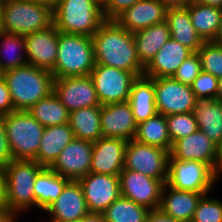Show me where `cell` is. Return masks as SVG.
Returning <instances> with one entry per match:
<instances>
[{"instance_id":"obj_44","label":"cell","mask_w":222,"mask_h":222,"mask_svg":"<svg viewBox=\"0 0 222 222\" xmlns=\"http://www.w3.org/2000/svg\"><path fill=\"white\" fill-rule=\"evenodd\" d=\"M145 222H180L167 216L160 209L150 210L146 216Z\"/></svg>"},{"instance_id":"obj_49","label":"cell","mask_w":222,"mask_h":222,"mask_svg":"<svg viewBox=\"0 0 222 222\" xmlns=\"http://www.w3.org/2000/svg\"><path fill=\"white\" fill-rule=\"evenodd\" d=\"M13 214L8 207H0V222H12Z\"/></svg>"},{"instance_id":"obj_42","label":"cell","mask_w":222,"mask_h":222,"mask_svg":"<svg viewBox=\"0 0 222 222\" xmlns=\"http://www.w3.org/2000/svg\"><path fill=\"white\" fill-rule=\"evenodd\" d=\"M13 160L5 133L4 115H0V166L5 167Z\"/></svg>"},{"instance_id":"obj_19","label":"cell","mask_w":222,"mask_h":222,"mask_svg":"<svg viewBox=\"0 0 222 222\" xmlns=\"http://www.w3.org/2000/svg\"><path fill=\"white\" fill-rule=\"evenodd\" d=\"M29 65L52 71L58 53V30L54 25L24 37Z\"/></svg>"},{"instance_id":"obj_21","label":"cell","mask_w":222,"mask_h":222,"mask_svg":"<svg viewBox=\"0 0 222 222\" xmlns=\"http://www.w3.org/2000/svg\"><path fill=\"white\" fill-rule=\"evenodd\" d=\"M168 8L160 0H139L114 20L131 33L166 21Z\"/></svg>"},{"instance_id":"obj_7","label":"cell","mask_w":222,"mask_h":222,"mask_svg":"<svg viewBox=\"0 0 222 222\" xmlns=\"http://www.w3.org/2000/svg\"><path fill=\"white\" fill-rule=\"evenodd\" d=\"M34 160L13 159L4 167L7 207L13 215L21 214L34 206V184L43 169Z\"/></svg>"},{"instance_id":"obj_5","label":"cell","mask_w":222,"mask_h":222,"mask_svg":"<svg viewBox=\"0 0 222 222\" xmlns=\"http://www.w3.org/2000/svg\"><path fill=\"white\" fill-rule=\"evenodd\" d=\"M104 21L94 0H60L53 9V25L62 33L92 37Z\"/></svg>"},{"instance_id":"obj_32","label":"cell","mask_w":222,"mask_h":222,"mask_svg":"<svg viewBox=\"0 0 222 222\" xmlns=\"http://www.w3.org/2000/svg\"><path fill=\"white\" fill-rule=\"evenodd\" d=\"M134 139L140 143L157 146L170 152V140L166 116L157 113L153 117L137 124Z\"/></svg>"},{"instance_id":"obj_12","label":"cell","mask_w":222,"mask_h":222,"mask_svg":"<svg viewBox=\"0 0 222 222\" xmlns=\"http://www.w3.org/2000/svg\"><path fill=\"white\" fill-rule=\"evenodd\" d=\"M121 196L147 207L160 206L162 189L167 180L154 179L140 172L123 169L119 174Z\"/></svg>"},{"instance_id":"obj_20","label":"cell","mask_w":222,"mask_h":222,"mask_svg":"<svg viewBox=\"0 0 222 222\" xmlns=\"http://www.w3.org/2000/svg\"><path fill=\"white\" fill-rule=\"evenodd\" d=\"M44 212L50 214L51 222H76L89 213L78 180H70L63 192Z\"/></svg>"},{"instance_id":"obj_17","label":"cell","mask_w":222,"mask_h":222,"mask_svg":"<svg viewBox=\"0 0 222 222\" xmlns=\"http://www.w3.org/2000/svg\"><path fill=\"white\" fill-rule=\"evenodd\" d=\"M127 141L102 137L93 143L90 172L119 176L124 169Z\"/></svg>"},{"instance_id":"obj_50","label":"cell","mask_w":222,"mask_h":222,"mask_svg":"<svg viewBox=\"0 0 222 222\" xmlns=\"http://www.w3.org/2000/svg\"><path fill=\"white\" fill-rule=\"evenodd\" d=\"M194 2L222 9V0H194Z\"/></svg>"},{"instance_id":"obj_8","label":"cell","mask_w":222,"mask_h":222,"mask_svg":"<svg viewBox=\"0 0 222 222\" xmlns=\"http://www.w3.org/2000/svg\"><path fill=\"white\" fill-rule=\"evenodd\" d=\"M219 175L206 163L169 157L166 184L176 190L208 194Z\"/></svg>"},{"instance_id":"obj_6","label":"cell","mask_w":222,"mask_h":222,"mask_svg":"<svg viewBox=\"0 0 222 222\" xmlns=\"http://www.w3.org/2000/svg\"><path fill=\"white\" fill-rule=\"evenodd\" d=\"M4 126L12 158L36 161L45 127L27 111L4 115Z\"/></svg>"},{"instance_id":"obj_9","label":"cell","mask_w":222,"mask_h":222,"mask_svg":"<svg viewBox=\"0 0 222 222\" xmlns=\"http://www.w3.org/2000/svg\"><path fill=\"white\" fill-rule=\"evenodd\" d=\"M169 155L168 150L132 139L127 141L124 169L137 171L154 179L167 180Z\"/></svg>"},{"instance_id":"obj_23","label":"cell","mask_w":222,"mask_h":222,"mask_svg":"<svg viewBox=\"0 0 222 222\" xmlns=\"http://www.w3.org/2000/svg\"><path fill=\"white\" fill-rule=\"evenodd\" d=\"M203 195L198 192L176 190L165 183L158 209L177 221L191 222Z\"/></svg>"},{"instance_id":"obj_1","label":"cell","mask_w":222,"mask_h":222,"mask_svg":"<svg viewBox=\"0 0 222 222\" xmlns=\"http://www.w3.org/2000/svg\"><path fill=\"white\" fill-rule=\"evenodd\" d=\"M96 64L120 68L144 74L133 37V33L120 26L115 20H105L92 36Z\"/></svg>"},{"instance_id":"obj_26","label":"cell","mask_w":222,"mask_h":222,"mask_svg":"<svg viewBox=\"0 0 222 222\" xmlns=\"http://www.w3.org/2000/svg\"><path fill=\"white\" fill-rule=\"evenodd\" d=\"M128 102L137 124L156 115L153 78L144 75L137 77L132 84Z\"/></svg>"},{"instance_id":"obj_25","label":"cell","mask_w":222,"mask_h":222,"mask_svg":"<svg viewBox=\"0 0 222 222\" xmlns=\"http://www.w3.org/2000/svg\"><path fill=\"white\" fill-rule=\"evenodd\" d=\"M69 123L45 127L36 162L49 168L63 149L74 139Z\"/></svg>"},{"instance_id":"obj_39","label":"cell","mask_w":222,"mask_h":222,"mask_svg":"<svg viewBox=\"0 0 222 222\" xmlns=\"http://www.w3.org/2000/svg\"><path fill=\"white\" fill-rule=\"evenodd\" d=\"M202 71L200 57L194 52L179 66L172 78L182 84L191 85Z\"/></svg>"},{"instance_id":"obj_57","label":"cell","mask_w":222,"mask_h":222,"mask_svg":"<svg viewBox=\"0 0 222 222\" xmlns=\"http://www.w3.org/2000/svg\"><path fill=\"white\" fill-rule=\"evenodd\" d=\"M1 6H2V0H0V20H1Z\"/></svg>"},{"instance_id":"obj_15","label":"cell","mask_w":222,"mask_h":222,"mask_svg":"<svg viewBox=\"0 0 222 222\" xmlns=\"http://www.w3.org/2000/svg\"><path fill=\"white\" fill-rule=\"evenodd\" d=\"M93 143L74 138L49 167L70 180H79L90 173Z\"/></svg>"},{"instance_id":"obj_22","label":"cell","mask_w":222,"mask_h":222,"mask_svg":"<svg viewBox=\"0 0 222 222\" xmlns=\"http://www.w3.org/2000/svg\"><path fill=\"white\" fill-rule=\"evenodd\" d=\"M194 52L170 38L144 69L150 78L172 77L179 66Z\"/></svg>"},{"instance_id":"obj_31","label":"cell","mask_w":222,"mask_h":222,"mask_svg":"<svg viewBox=\"0 0 222 222\" xmlns=\"http://www.w3.org/2000/svg\"><path fill=\"white\" fill-rule=\"evenodd\" d=\"M186 8L195 31L204 41H213L220 27L222 9L197 2Z\"/></svg>"},{"instance_id":"obj_27","label":"cell","mask_w":222,"mask_h":222,"mask_svg":"<svg viewBox=\"0 0 222 222\" xmlns=\"http://www.w3.org/2000/svg\"><path fill=\"white\" fill-rule=\"evenodd\" d=\"M166 22L169 26L170 37L193 52H197L205 42L195 31L186 7L169 8Z\"/></svg>"},{"instance_id":"obj_30","label":"cell","mask_w":222,"mask_h":222,"mask_svg":"<svg viewBox=\"0 0 222 222\" xmlns=\"http://www.w3.org/2000/svg\"><path fill=\"white\" fill-rule=\"evenodd\" d=\"M101 106L76 109L69 112V125L76 139L94 143L102 138Z\"/></svg>"},{"instance_id":"obj_11","label":"cell","mask_w":222,"mask_h":222,"mask_svg":"<svg viewBox=\"0 0 222 222\" xmlns=\"http://www.w3.org/2000/svg\"><path fill=\"white\" fill-rule=\"evenodd\" d=\"M155 102L159 114L169 116L193 112L195 96L190 85L172 77L153 78Z\"/></svg>"},{"instance_id":"obj_46","label":"cell","mask_w":222,"mask_h":222,"mask_svg":"<svg viewBox=\"0 0 222 222\" xmlns=\"http://www.w3.org/2000/svg\"><path fill=\"white\" fill-rule=\"evenodd\" d=\"M168 9L185 8L194 2V0H160Z\"/></svg>"},{"instance_id":"obj_45","label":"cell","mask_w":222,"mask_h":222,"mask_svg":"<svg viewBox=\"0 0 222 222\" xmlns=\"http://www.w3.org/2000/svg\"><path fill=\"white\" fill-rule=\"evenodd\" d=\"M0 207H7L6 178L4 168L0 166Z\"/></svg>"},{"instance_id":"obj_4","label":"cell","mask_w":222,"mask_h":222,"mask_svg":"<svg viewBox=\"0 0 222 222\" xmlns=\"http://www.w3.org/2000/svg\"><path fill=\"white\" fill-rule=\"evenodd\" d=\"M53 25V10L28 0H2L0 30L27 36Z\"/></svg>"},{"instance_id":"obj_43","label":"cell","mask_w":222,"mask_h":222,"mask_svg":"<svg viewBox=\"0 0 222 222\" xmlns=\"http://www.w3.org/2000/svg\"><path fill=\"white\" fill-rule=\"evenodd\" d=\"M15 111L10 97L8 85L4 78L0 79V115Z\"/></svg>"},{"instance_id":"obj_36","label":"cell","mask_w":222,"mask_h":222,"mask_svg":"<svg viewBox=\"0 0 222 222\" xmlns=\"http://www.w3.org/2000/svg\"><path fill=\"white\" fill-rule=\"evenodd\" d=\"M204 72L211 73L216 78H222V44L205 41L197 51Z\"/></svg>"},{"instance_id":"obj_10","label":"cell","mask_w":222,"mask_h":222,"mask_svg":"<svg viewBox=\"0 0 222 222\" xmlns=\"http://www.w3.org/2000/svg\"><path fill=\"white\" fill-rule=\"evenodd\" d=\"M101 105L126 102L137 76L126 70L95 64L90 74Z\"/></svg>"},{"instance_id":"obj_55","label":"cell","mask_w":222,"mask_h":222,"mask_svg":"<svg viewBox=\"0 0 222 222\" xmlns=\"http://www.w3.org/2000/svg\"><path fill=\"white\" fill-rule=\"evenodd\" d=\"M3 76H4V71H3V70L1 69V67H0V79H2Z\"/></svg>"},{"instance_id":"obj_56","label":"cell","mask_w":222,"mask_h":222,"mask_svg":"<svg viewBox=\"0 0 222 222\" xmlns=\"http://www.w3.org/2000/svg\"><path fill=\"white\" fill-rule=\"evenodd\" d=\"M16 217V218H15ZM17 219V215H13V218H12V222H16L15 220ZM51 222V221H50Z\"/></svg>"},{"instance_id":"obj_28","label":"cell","mask_w":222,"mask_h":222,"mask_svg":"<svg viewBox=\"0 0 222 222\" xmlns=\"http://www.w3.org/2000/svg\"><path fill=\"white\" fill-rule=\"evenodd\" d=\"M136 51L146 67L159 49L171 38L167 22L159 23L133 33Z\"/></svg>"},{"instance_id":"obj_3","label":"cell","mask_w":222,"mask_h":222,"mask_svg":"<svg viewBox=\"0 0 222 222\" xmlns=\"http://www.w3.org/2000/svg\"><path fill=\"white\" fill-rule=\"evenodd\" d=\"M96 64L92 37L58 31V53L54 79L88 76Z\"/></svg>"},{"instance_id":"obj_47","label":"cell","mask_w":222,"mask_h":222,"mask_svg":"<svg viewBox=\"0 0 222 222\" xmlns=\"http://www.w3.org/2000/svg\"><path fill=\"white\" fill-rule=\"evenodd\" d=\"M76 222H106L102 213H88Z\"/></svg>"},{"instance_id":"obj_52","label":"cell","mask_w":222,"mask_h":222,"mask_svg":"<svg viewBox=\"0 0 222 222\" xmlns=\"http://www.w3.org/2000/svg\"><path fill=\"white\" fill-rule=\"evenodd\" d=\"M213 41L216 43L222 44V15L220 19V27H219L218 33L216 35V38Z\"/></svg>"},{"instance_id":"obj_24","label":"cell","mask_w":222,"mask_h":222,"mask_svg":"<svg viewBox=\"0 0 222 222\" xmlns=\"http://www.w3.org/2000/svg\"><path fill=\"white\" fill-rule=\"evenodd\" d=\"M193 115L198 130L218 144L222 139V101L215 98L195 97Z\"/></svg>"},{"instance_id":"obj_14","label":"cell","mask_w":222,"mask_h":222,"mask_svg":"<svg viewBox=\"0 0 222 222\" xmlns=\"http://www.w3.org/2000/svg\"><path fill=\"white\" fill-rule=\"evenodd\" d=\"M53 91L69 112L101 106L90 75L54 79Z\"/></svg>"},{"instance_id":"obj_38","label":"cell","mask_w":222,"mask_h":222,"mask_svg":"<svg viewBox=\"0 0 222 222\" xmlns=\"http://www.w3.org/2000/svg\"><path fill=\"white\" fill-rule=\"evenodd\" d=\"M209 195L202 196L191 222H222V201Z\"/></svg>"},{"instance_id":"obj_33","label":"cell","mask_w":222,"mask_h":222,"mask_svg":"<svg viewBox=\"0 0 222 222\" xmlns=\"http://www.w3.org/2000/svg\"><path fill=\"white\" fill-rule=\"evenodd\" d=\"M27 112L44 127L69 123V111L54 91L35 103Z\"/></svg>"},{"instance_id":"obj_41","label":"cell","mask_w":222,"mask_h":222,"mask_svg":"<svg viewBox=\"0 0 222 222\" xmlns=\"http://www.w3.org/2000/svg\"><path fill=\"white\" fill-rule=\"evenodd\" d=\"M139 0H109L102 8L105 20H114L125 9L130 8Z\"/></svg>"},{"instance_id":"obj_29","label":"cell","mask_w":222,"mask_h":222,"mask_svg":"<svg viewBox=\"0 0 222 222\" xmlns=\"http://www.w3.org/2000/svg\"><path fill=\"white\" fill-rule=\"evenodd\" d=\"M70 179L44 167L36 176L34 184V207L45 211L63 192Z\"/></svg>"},{"instance_id":"obj_54","label":"cell","mask_w":222,"mask_h":222,"mask_svg":"<svg viewBox=\"0 0 222 222\" xmlns=\"http://www.w3.org/2000/svg\"><path fill=\"white\" fill-rule=\"evenodd\" d=\"M109 0H94V2L102 9Z\"/></svg>"},{"instance_id":"obj_40","label":"cell","mask_w":222,"mask_h":222,"mask_svg":"<svg viewBox=\"0 0 222 222\" xmlns=\"http://www.w3.org/2000/svg\"><path fill=\"white\" fill-rule=\"evenodd\" d=\"M219 79L203 70L190 85L195 97H217Z\"/></svg>"},{"instance_id":"obj_16","label":"cell","mask_w":222,"mask_h":222,"mask_svg":"<svg viewBox=\"0 0 222 222\" xmlns=\"http://www.w3.org/2000/svg\"><path fill=\"white\" fill-rule=\"evenodd\" d=\"M169 157L208 164L217 173V144L197 130L172 143Z\"/></svg>"},{"instance_id":"obj_18","label":"cell","mask_w":222,"mask_h":222,"mask_svg":"<svg viewBox=\"0 0 222 222\" xmlns=\"http://www.w3.org/2000/svg\"><path fill=\"white\" fill-rule=\"evenodd\" d=\"M102 137L132 140L137 131L131 105L128 101L101 105L100 116Z\"/></svg>"},{"instance_id":"obj_37","label":"cell","mask_w":222,"mask_h":222,"mask_svg":"<svg viewBox=\"0 0 222 222\" xmlns=\"http://www.w3.org/2000/svg\"><path fill=\"white\" fill-rule=\"evenodd\" d=\"M166 120L172 143L198 130L193 112L169 115Z\"/></svg>"},{"instance_id":"obj_53","label":"cell","mask_w":222,"mask_h":222,"mask_svg":"<svg viewBox=\"0 0 222 222\" xmlns=\"http://www.w3.org/2000/svg\"><path fill=\"white\" fill-rule=\"evenodd\" d=\"M216 100L222 101V78H220L218 81V91Z\"/></svg>"},{"instance_id":"obj_34","label":"cell","mask_w":222,"mask_h":222,"mask_svg":"<svg viewBox=\"0 0 222 222\" xmlns=\"http://www.w3.org/2000/svg\"><path fill=\"white\" fill-rule=\"evenodd\" d=\"M0 43V67L3 71L28 65L24 36L0 30Z\"/></svg>"},{"instance_id":"obj_2","label":"cell","mask_w":222,"mask_h":222,"mask_svg":"<svg viewBox=\"0 0 222 222\" xmlns=\"http://www.w3.org/2000/svg\"><path fill=\"white\" fill-rule=\"evenodd\" d=\"M15 111H28L39 100L53 91L51 71L26 65L4 71V76Z\"/></svg>"},{"instance_id":"obj_48","label":"cell","mask_w":222,"mask_h":222,"mask_svg":"<svg viewBox=\"0 0 222 222\" xmlns=\"http://www.w3.org/2000/svg\"><path fill=\"white\" fill-rule=\"evenodd\" d=\"M217 174L222 175V139L217 144Z\"/></svg>"},{"instance_id":"obj_35","label":"cell","mask_w":222,"mask_h":222,"mask_svg":"<svg viewBox=\"0 0 222 222\" xmlns=\"http://www.w3.org/2000/svg\"><path fill=\"white\" fill-rule=\"evenodd\" d=\"M150 210L120 196L102 214L106 222H145Z\"/></svg>"},{"instance_id":"obj_13","label":"cell","mask_w":222,"mask_h":222,"mask_svg":"<svg viewBox=\"0 0 222 222\" xmlns=\"http://www.w3.org/2000/svg\"><path fill=\"white\" fill-rule=\"evenodd\" d=\"M78 181L90 213H103L121 196L119 176L90 172Z\"/></svg>"},{"instance_id":"obj_51","label":"cell","mask_w":222,"mask_h":222,"mask_svg":"<svg viewBox=\"0 0 222 222\" xmlns=\"http://www.w3.org/2000/svg\"><path fill=\"white\" fill-rule=\"evenodd\" d=\"M35 3L44 4L46 6H49L52 10L58 5L60 0H28Z\"/></svg>"}]
</instances>
